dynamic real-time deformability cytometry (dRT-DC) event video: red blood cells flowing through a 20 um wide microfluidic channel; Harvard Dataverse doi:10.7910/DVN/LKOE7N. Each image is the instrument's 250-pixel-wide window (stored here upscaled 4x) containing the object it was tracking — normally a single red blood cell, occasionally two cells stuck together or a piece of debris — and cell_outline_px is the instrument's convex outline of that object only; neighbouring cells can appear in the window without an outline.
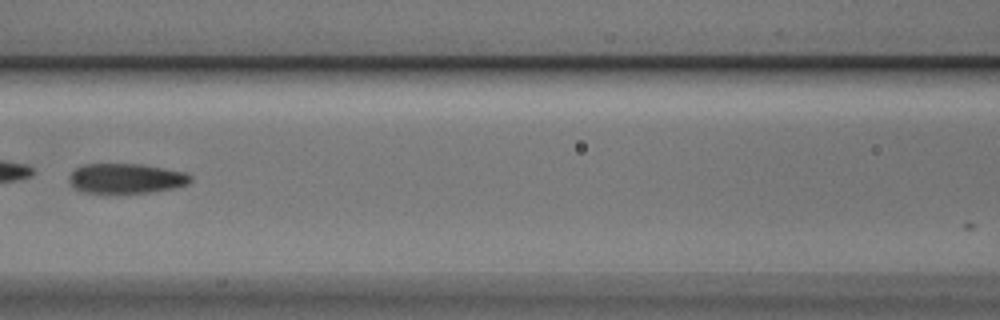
{"species": "Egyptian fruit bat (a non-hibernating species)", "species_latin": "Rousettus aegyptiacus", "temperature_condition": "cold", "stored_images_in_passage": 8, "camera_frame_rate_fps": 3000, "um_per_image_px": 0.085, "animal": {"sex": "male"}, "frame": {"image": 1, "passage_image": 8, "time_ms": 2.333, "image_size_px": [1000, 320], "cell_outline_px": [[192, 180], [188, 184], [172, 188], [152, 192], [84, 192], [72, 188], [68, 180], [68, 176], [76, 168], [84, 164], [140, 164], [164, 168], [184, 172], [192, 176]], "centroid_in_image_um": [10.69, 15.16], "position_along_channel_um": 155.9, "area_um2": 21.04}}